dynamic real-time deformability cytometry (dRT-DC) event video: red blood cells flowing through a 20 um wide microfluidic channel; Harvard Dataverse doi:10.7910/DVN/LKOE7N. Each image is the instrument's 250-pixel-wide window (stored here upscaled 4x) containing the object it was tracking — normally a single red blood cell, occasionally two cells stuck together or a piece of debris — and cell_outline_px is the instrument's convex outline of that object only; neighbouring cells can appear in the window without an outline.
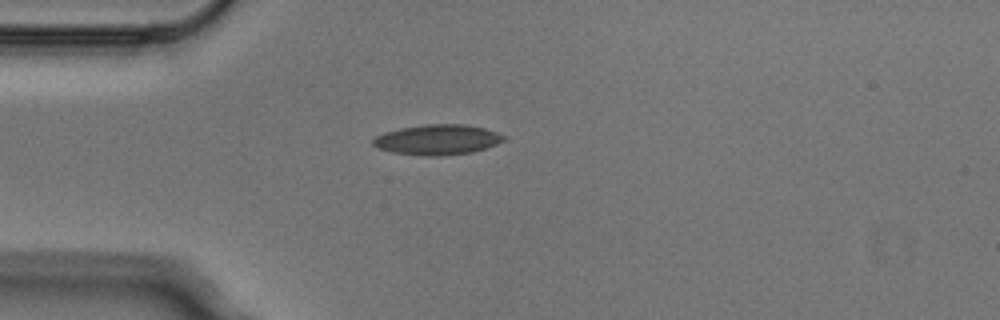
{"species": "Egyptian fruit bat (a non-hibernating species)", "species_latin": "Rousettus aegyptiacus", "temperature_condition": "cold", "stored_images_in_passage": 1, "camera_frame_rate_fps": 3000, "um_per_image_px": 0.085, "animal": {"sex": "male"}, "frame": {"image": 1, "passage_image": 1, "time_ms": 0.0, "image_size_px": [1000, 320], "cell_outline_px": [[504, 140], [496, 144], [472, 152], [440, 156], [428, 156], [392, 152], [376, 148], [372, 144], [372, 140], [376, 136], [384, 132], [400, 128], [428, 124], [464, 124], [484, 128], [496, 132], [504, 136]], "centroid_in_image_um": [37.14, 11.87], "position_along_channel_um": 47.9, "area_um2": 22.89}}